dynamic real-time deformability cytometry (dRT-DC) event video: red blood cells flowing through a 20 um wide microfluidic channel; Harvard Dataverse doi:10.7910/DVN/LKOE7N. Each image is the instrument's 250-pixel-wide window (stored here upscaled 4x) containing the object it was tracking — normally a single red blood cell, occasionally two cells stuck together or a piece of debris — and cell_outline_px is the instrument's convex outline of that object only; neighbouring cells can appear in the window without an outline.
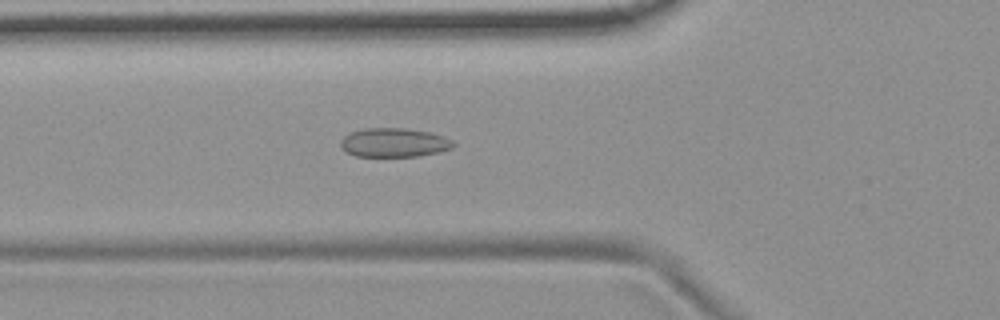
{"species": "common noctule bat (a hibernating species)", "species_latin": "Nyctalus noctula", "temperature_condition": "room temperature", "stored_images_in_passage": 40, "camera_frame_rate_fps": 3000, "um_per_image_px": 0.085, "animal": {"sex": "female", "body_mass_g": 19.9}, "frame": {"image": 1, "passage_image": 5, "time_ms": 1.333, "image_size_px": [1000, 320], "cell_outline_px": [[456, 144], [452, 148], [420, 156], [356, 156], [340, 148], [340, 140], [348, 132], [364, 128], [404, 128], [432, 132], [444, 136], [452, 140]], "centroid_in_image_um": [33.48, 12.1], "position_along_channel_um": 92.3, "area_um2": 19.19}}
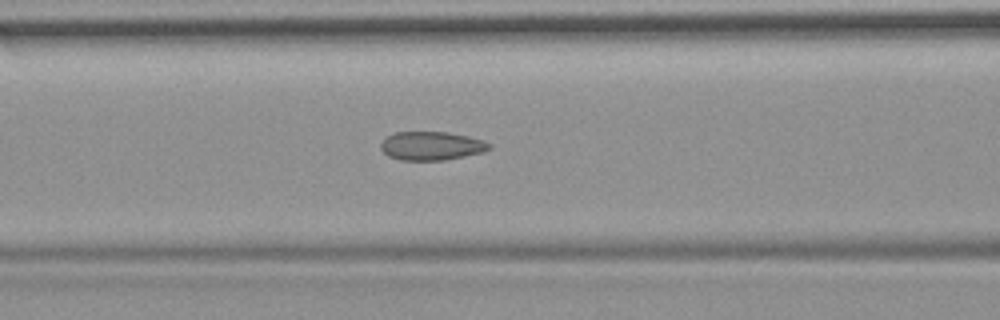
{"frame": {"image": 2, "passage_image": 8, "time_ms": 2.333, "image_size_px": [1000, 320], "cell_outline_px": [[492, 148], [484, 152], [444, 160], [400, 160], [388, 156], [380, 148], [380, 144], [392, 132], [448, 132], [468, 136], [492, 144]], "centroid_in_image_um": [36.67, 12.4], "position_along_channel_um": 129.9, "area_um2": 18.09}}
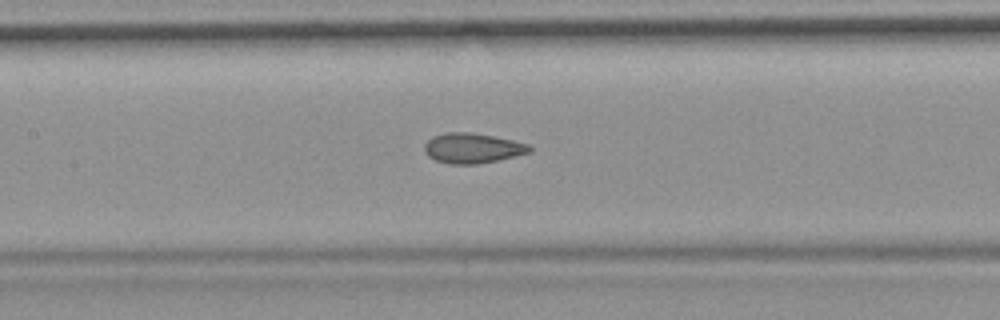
{"frame": {"image": 3, "passage_image": 11, "time_ms": 3.333, "image_size_px": [1000, 320], "cell_outline_px": [[532, 152], [500, 160], [476, 164], [452, 164], [436, 160], [428, 156], [424, 152], [424, 144], [432, 136], [444, 132], [468, 132], [492, 136], [512, 140], [528, 144], [532, 148]], "centroid_in_image_um": [40.15, 12.59], "position_along_channel_um": 167.2, "area_um2": 18.5}, "authors_computed_cell_mechanics": {"area_um2": 18.0914, "velocity_mm_per_s": 3.7275, "shape_relaxation_time_tau1_ms": null, "shape_relaxation_time_tau2_ms": 1.92, "deformation_change_tau1": null, "deformation_change_tau2": 0.0691}}